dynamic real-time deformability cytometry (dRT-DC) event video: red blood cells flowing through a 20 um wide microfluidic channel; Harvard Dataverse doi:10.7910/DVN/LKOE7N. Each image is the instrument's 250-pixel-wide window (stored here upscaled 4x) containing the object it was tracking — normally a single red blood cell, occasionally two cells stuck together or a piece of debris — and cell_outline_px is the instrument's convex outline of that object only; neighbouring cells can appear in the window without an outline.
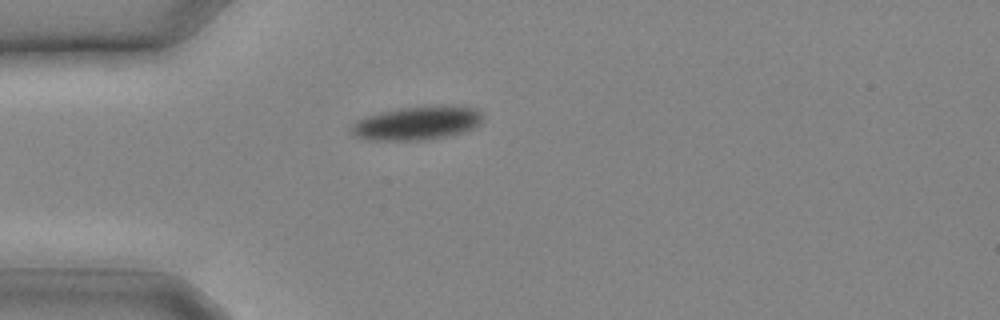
{"species": "common noctule bat (a hibernating species)", "species_latin": "Nyctalus noctula", "temperature_condition": "cold", "stored_images_in_passage": 7, "camera_frame_rate_fps": 3000, "um_per_image_px": 0.085, "animal": {"sex": "male", "body_mass_g": 20.4}, "frame": {"image": 1, "passage_image": 1, "time_ms": 0.0, "image_size_px": [1000, 320], "cell_outline_px": [[484, 120], [480, 124], [464, 132], [424, 140], [372, 140], [360, 136], [352, 132], [352, 124], [356, 120], [380, 112], [400, 108], [476, 108], [484, 116]], "centroid_in_image_um": [35.45, 10.5], "position_along_channel_um": 49.6, "area_um2": 24.62}}
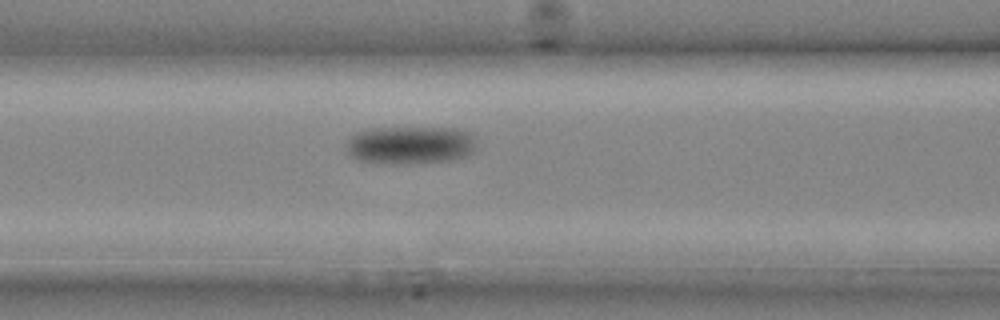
{"frame": {"image": 2, "passage_image": 5, "time_ms": 1.333, "image_size_px": [1000, 320], "cell_outline_px": [[476, 148], [472, 152], [464, 156], [452, 160], [420, 164], [388, 164], [356, 160], [348, 156], [348, 140], [356, 132], [372, 128], [460, 128], [472, 132], [476, 136]], "centroid_in_image_um": [34.92, 12.34], "position_along_channel_um": 131.7, "area_um2": 29.48}}
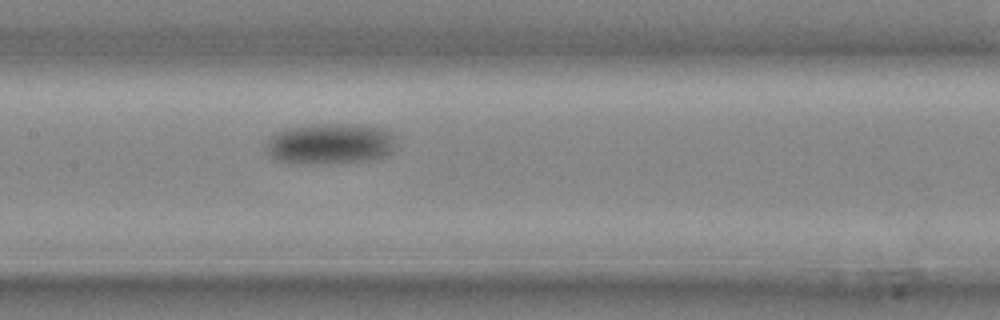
{"frame": {"image": 3, "passage_image": 7, "time_ms": 2.0, "image_size_px": [1000, 320], "cell_outline_px": [[392, 152], [388, 156], [364, 160], [328, 164], [312, 164], [280, 160], [272, 156], [268, 152], [268, 140], [276, 132], [288, 128], [316, 124], [352, 124], [380, 128], [388, 132], [392, 144]], "centroid_in_image_um": [28.04, 12.22], "position_along_channel_um": 179.4, "area_um2": 30.11}}